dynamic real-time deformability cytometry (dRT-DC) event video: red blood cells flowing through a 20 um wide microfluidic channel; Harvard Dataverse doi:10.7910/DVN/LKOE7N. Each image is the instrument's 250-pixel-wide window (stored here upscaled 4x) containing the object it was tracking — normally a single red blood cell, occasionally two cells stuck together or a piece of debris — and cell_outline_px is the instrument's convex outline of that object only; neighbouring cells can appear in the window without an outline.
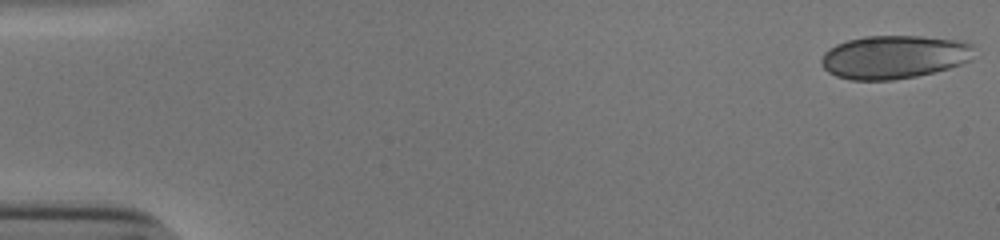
{"species": "human", "species_latin": "Homo sapiens", "temperature_condition": "cold", "stored_images_in_passage": 47, "camera_frame_rate_fps": 3000, "um_per_image_px": 0.085, "donor": {"sex": "male"}, "frame": {"image": 1, "passage_image": 1, "time_ms": 0.0, "image_size_px": [1000, 240], "cell_outline_px": [[972, 44], [968, 60], [960, 64], [948, 68], [916, 76], [892, 80], [852, 80], [836, 76], [828, 72], [820, 64], [820, 60], [824, 52], [836, 44], [848, 40], [864, 36], [920, 36], [952, 40]], "centroid_in_image_um": [75.89, 4.85], "position_along_channel_um": 9.1, "area_um2": 38.09}}
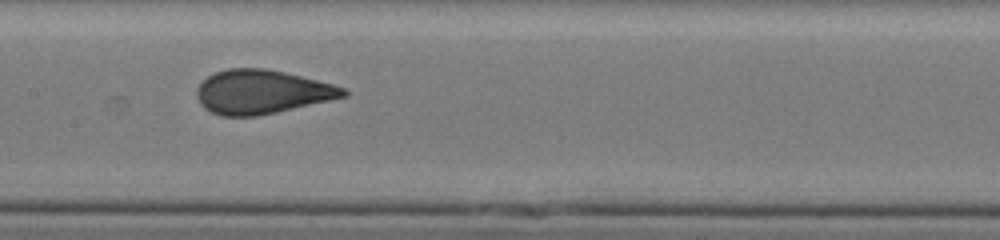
{"frame": {"image": 2, "passage_image": 27, "time_ms": 8.667, "image_size_px": [1000, 240], "cell_outline_px": [[348, 96], [276, 112], [256, 116], [220, 116], [204, 108], [200, 104], [196, 96], [196, 88], [208, 76], [216, 72], [228, 68], [264, 68], [284, 72], [332, 84], [344, 88], [348, 92]], "centroid_in_image_um": [22.22, 7.81], "position_along_channel_um": 185.2, "area_um2": 37.28}}
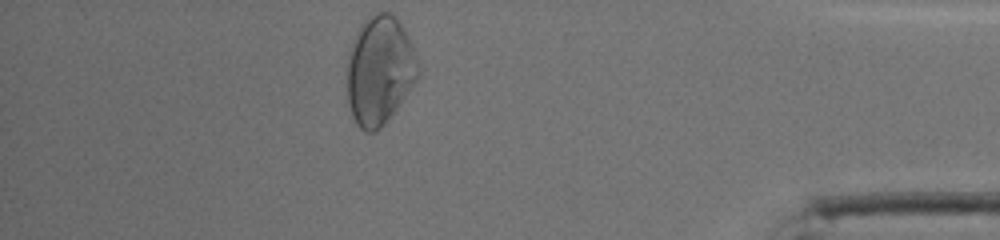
{"frame": {"image": 3, "passage_image": 47, "time_ms": 15.333, "image_size_px": [1000, 240], "cell_outline_px": [[420, 76], [400, 104], [384, 124], [376, 132], [364, 132], [356, 124], [352, 116], [348, 104], [344, 88], [344, 80], [348, 48], [360, 24], [372, 12], [388, 12], [396, 16], [404, 28], [416, 56], [420, 68]], "centroid_in_image_um": [32.21, 5.98], "position_along_channel_um": 403.0, "area_um2": 46.41}}